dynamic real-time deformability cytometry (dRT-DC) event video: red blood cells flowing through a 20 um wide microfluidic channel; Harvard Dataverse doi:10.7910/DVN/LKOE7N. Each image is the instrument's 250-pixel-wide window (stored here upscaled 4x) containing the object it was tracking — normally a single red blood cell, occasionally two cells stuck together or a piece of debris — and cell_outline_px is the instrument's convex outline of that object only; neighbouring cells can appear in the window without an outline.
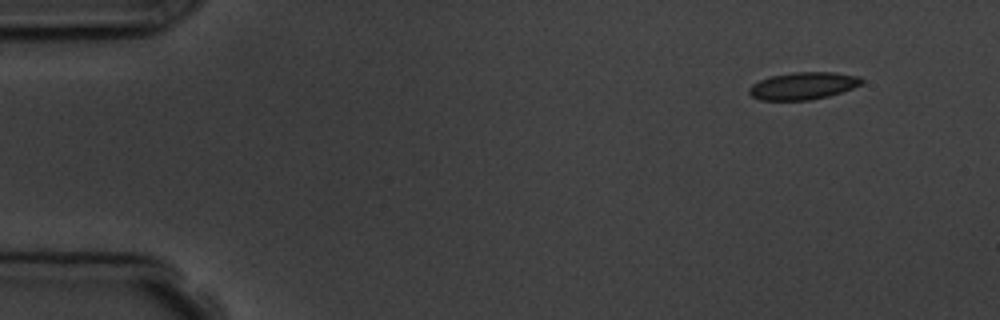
{"species": "common noctule bat (a hibernating species)", "species_latin": "Nyctalus noctula", "temperature_condition": "room temperature", "stored_images_in_passage": 5, "camera_frame_rate_fps": 3000, "um_per_image_px": 0.085, "animal": {"sex": "male", "body_mass_g": 19.5, "forearm_length_mm": 54.6}, "frame": {"image": 1, "passage_image": 1, "time_ms": 0.0, "image_size_px": [1000, 320], "cell_outline_px": [[864, 84], [828, 96], [808, 100], [760, 100], [752, 96], [748, 92], [748, 88], [752, 84], [760, 80], [772, 76], [792, 72], [836, 72], [860, 76], [864, 80]], "centroid_in_image_um": [68.29, 7.29], "position_along_channel_um": 16.7, "area_um2": 17.98}}
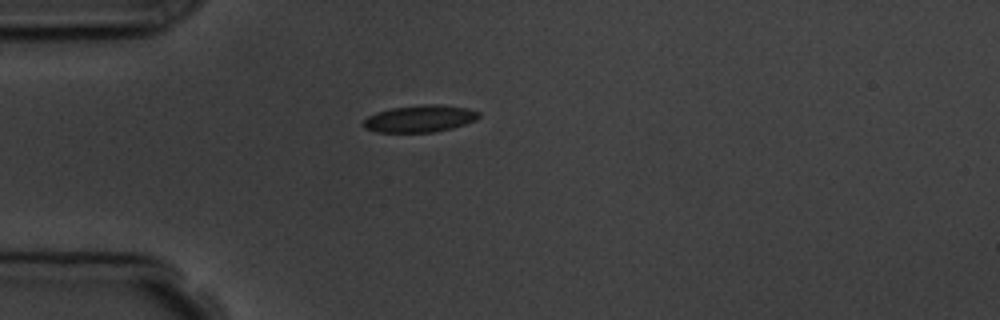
{"frame": {"image": 2, "passage_image": 4, "time_ms": 3.333, "image_size_px": [1000, 320], "cell_outline_px": [[480, 116], [476, 120], [452, 128], [432, 132], [376, 132], [364, 128], [360, 124], [368, 116], [376, 112], [392, 108], [420, 104], [440, 104], [468, 108], [480, 112]], "centroid_in_image_um": [35.67, 10.08], "position_along_channel_um": 49.3, "area_um2": 18.32}}